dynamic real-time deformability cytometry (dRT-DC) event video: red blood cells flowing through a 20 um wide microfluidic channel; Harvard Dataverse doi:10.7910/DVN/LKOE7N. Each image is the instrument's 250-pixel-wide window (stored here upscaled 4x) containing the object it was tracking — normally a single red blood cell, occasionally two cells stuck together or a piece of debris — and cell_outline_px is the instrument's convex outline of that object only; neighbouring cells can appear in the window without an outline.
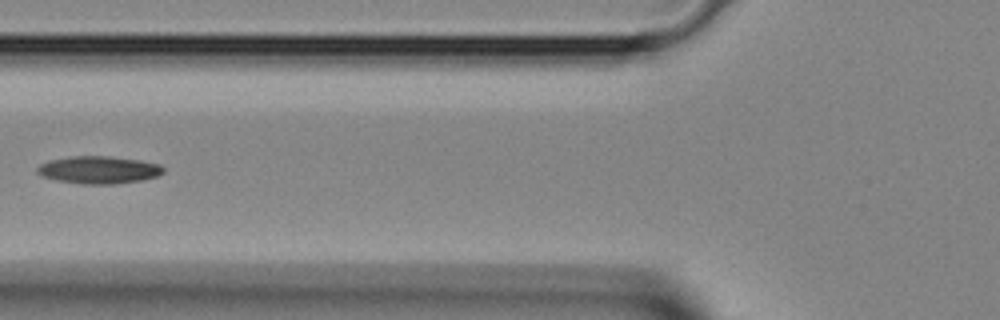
{"species": "Egyptian fruit bat (a non-hibernating species)", "species_latin": "Rousettus aegyptiacus", "temperature_condition": "room temperature", "stored_images_in_passage": 4, "camera_frame_rate_fps": 3000, "um_per_image_px": 0.085, "animal": {"sex": "female"}, "frame": {"image": 1, "passage_image": 4, "time_ms": 1.0, "image_size_px": [1000, 320], "cell_outline_px": [[164, 172], [156, 176], [140, 180], [116, 184], [84, 184], [56, 180], [40, 176], [36, 172], [36, 168], [40, 164], [48, 160], [72, 156], [108, 156], [140, 160], [160, 164], [164, 168]], "centroid_in_image_um": [8.36, 14.43], "position_along_channel_um": 117.4, "area_um2": 20.29}}